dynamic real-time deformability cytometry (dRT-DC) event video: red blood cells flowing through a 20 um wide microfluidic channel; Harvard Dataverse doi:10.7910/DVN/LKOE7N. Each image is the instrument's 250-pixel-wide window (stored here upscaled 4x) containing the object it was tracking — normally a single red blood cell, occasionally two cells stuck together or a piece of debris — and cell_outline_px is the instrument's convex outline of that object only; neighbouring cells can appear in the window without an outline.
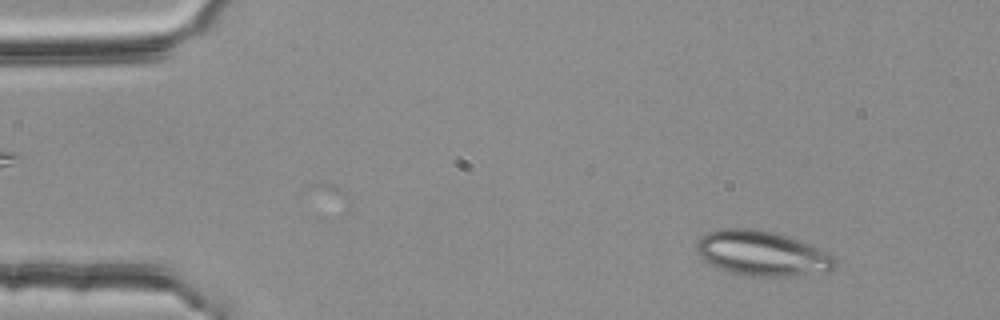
{"species": "common noctule bat (a hibernating species)", "species_latin": "Nyctalus noctula", "temperature_condition": "room temperature", "stored_images_in_passage": 3, "camera_frame_rate_fps": 3000, "um_per_image_px": 0.085, "animal": {"sex": "female", "body_mass_g": 25.1}, "frame": {"image": 1, "passage_image": 1, "time_ms": 0.0, "image_size_px": [1000, 320], "cell_outline_px": [[836, 264], [828, 272], [788, 276], [748, 276], [728, 272], [704, 260], [696, 248], [696, 244], [700, 236], [708, 232], [720, 228], [752, 228], [772, 232], [808, 244], [828, 252], [836, 256]], "centroid_in_image_um": [64.77, 21.54], "position_along_channel_um": 20.2, "area_um2": 36.07}}